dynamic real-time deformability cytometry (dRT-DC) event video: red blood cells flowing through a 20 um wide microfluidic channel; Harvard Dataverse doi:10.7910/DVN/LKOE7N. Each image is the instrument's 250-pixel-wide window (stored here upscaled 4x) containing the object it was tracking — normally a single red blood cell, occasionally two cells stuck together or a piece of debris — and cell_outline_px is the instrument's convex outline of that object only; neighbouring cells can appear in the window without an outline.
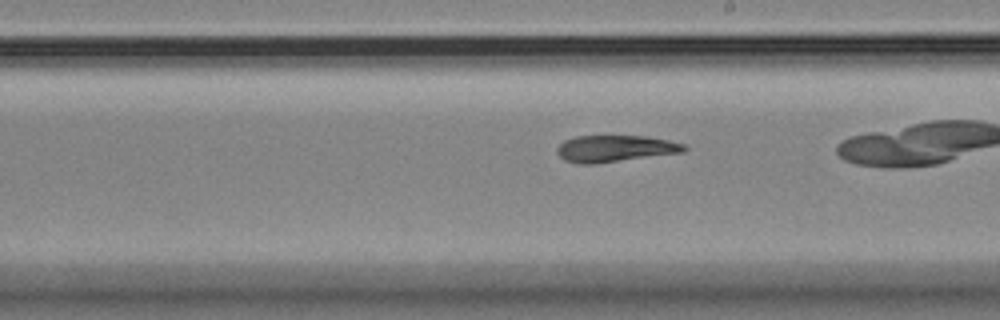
{"species": "Egyptian fruit bat (a non-hibernating species)", "species_latin": "Rousettus aegyptiacus", "temperature_condition": "room temperature", "stored_images_in_passage": 23, "camera_frame_rate_fps": 3000, "um_per_image_px": 0.085, "animal": {"sex": "female"}, "frame": {"image": 1, "passage_image": 20, "time_ms": 6.333, "image_size_px": [1000, 320], "cell_outline_px": [[688, 148], [684, 152], [596, 164], [576, 164], [564, 160], [556, 152], [556, 148], [564, 140], [576, 136], [648, 136], [668, 140], [684, 144]], "centroid_in_image_um": [52.27, 12.63], "position_along_channel_um": 236.7, "area_um2": 19.94}}
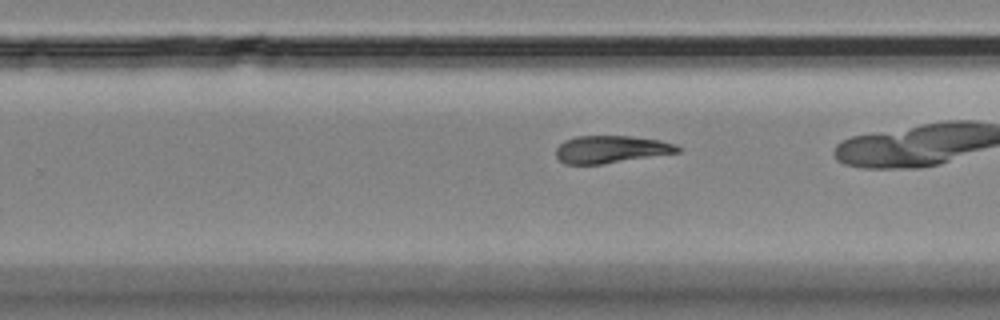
{"frame": {"image": 2, "passage_image": 23, "time_ms": 7.333, "image_size_px": [1000, 320], "cell_outline_px": [[680, 152], [600, 164], [564, 164], [556, 156], [556, 148], [564, 140], [576, 136], [632, 136], [660, 140], [676, 144], [680, 148]], "centroid_in_image_um": [51.92, 12.68], "position_along_channel_um": 277.9, "area_um2": 19.36}}